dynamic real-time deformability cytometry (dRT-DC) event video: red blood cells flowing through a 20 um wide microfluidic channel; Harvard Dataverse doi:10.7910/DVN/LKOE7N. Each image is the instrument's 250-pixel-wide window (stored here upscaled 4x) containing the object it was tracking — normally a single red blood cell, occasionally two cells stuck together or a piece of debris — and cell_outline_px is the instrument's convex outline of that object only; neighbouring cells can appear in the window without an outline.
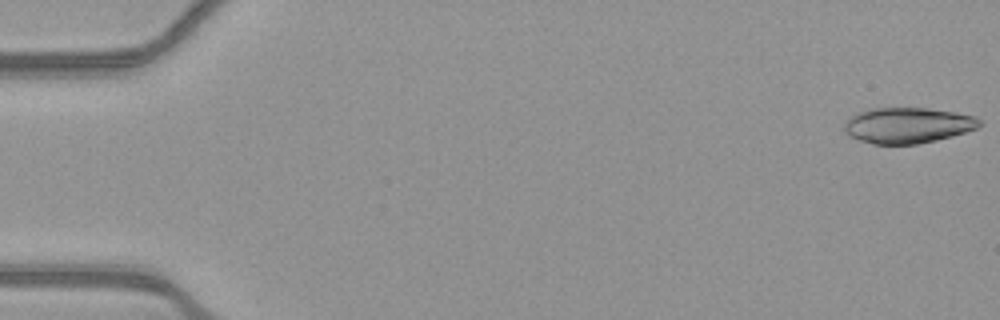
{"species": "common noctule bat (a hibernating species)", "species_latin": "Nyctalus noctula", "temperature_condition": "warm", "stored_images_in_passage": 53, "camera_frame_rate_fps": 3000, "um_per_image_px": 0.085, "animal": {"sex": "female", "body_mass_g": 21.9}, "frame": {"image": 1, "passage_image": 1, "time_ms": 0.0, "image_size_px": [1000, 320], "cell_outline_px": [[984, 124], [976, 128], [952, 136], [936, 140], [916, 144], [872, 144], [848, 136], [844, 132], [844, 120], [856, 112], [868, 108], [928, 108], [956, 112], [976, 116]], "centroid_in_image_um": [77.12, 10.64], "position_along_channel_um": 7.9, "area_um2": 28.5}}
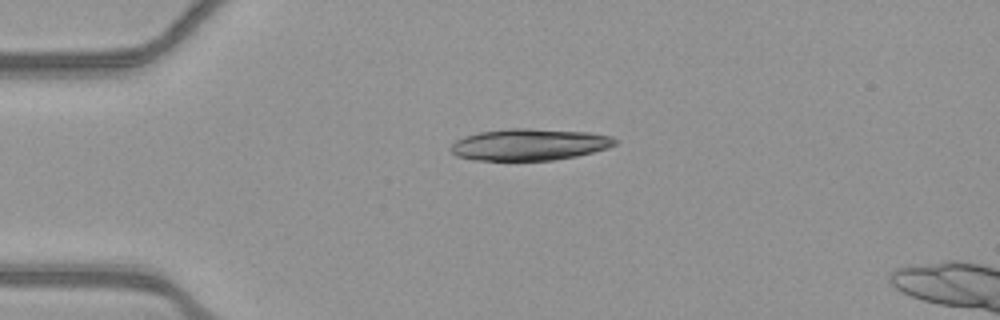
{"frame": {"image": 2, "passage_image": 13, "time_ms": 4.0, "image_size_px": [1000, 320], "cell_outline_px": [[620, 140], [616, 144], [608, 148], [576, 156], [552, 160], [472, 160], [456, 156], [448, 148], [456, 140], [464, 136], [480, 132], [512, 128], [528, 128], [588, 132], [612, 136]], "centroid_in_image_um": [45.0, 12.28], "position_along_channel_um": 40.0, "area_um2": 30.4}}